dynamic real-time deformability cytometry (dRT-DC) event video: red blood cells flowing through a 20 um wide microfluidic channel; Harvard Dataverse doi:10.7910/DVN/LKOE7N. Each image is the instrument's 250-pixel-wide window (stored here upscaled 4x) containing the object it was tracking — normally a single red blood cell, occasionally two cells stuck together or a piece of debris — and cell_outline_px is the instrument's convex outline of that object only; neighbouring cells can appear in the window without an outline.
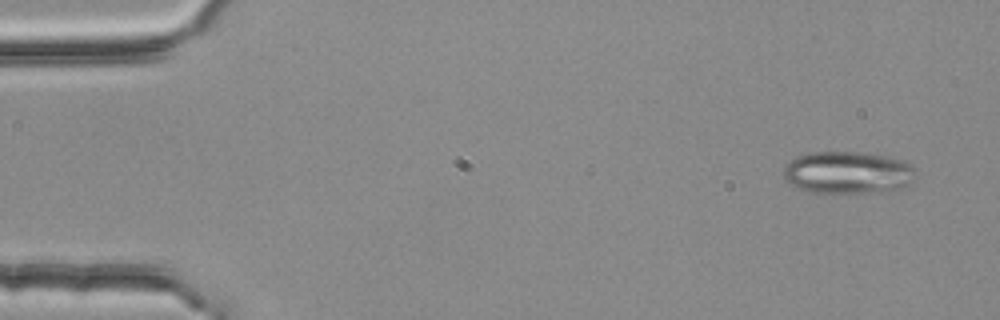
{"species": "common noctule bat (a hibernating species)", "species_latin": "Nyctalus noctula", "temperature_condition": "room temperature", "stored_images_in_passage": 3, "camera_frame_rate_fps": 3000, "um_per_image_px": 0.085, "animal": {"sex": "female", "body_mass_g": 25.1}, "frame": {"image": 1, "passage_image": 1, "time_ms": 0.0, "image_size_px": [1000, 320], "cell_outline_px": [[916, 180], [904, 188], [868, 192], [824, 196], [808, 192], [796, 188], [784, 176], [784, 164], [796, 156], [808, 152], [864, 152], [892, 156], [916, 168]], "centroid_in_image_um": [72.06, 14.69], "position_along_channel_um": 12.9, "area_um2": 33.76}}